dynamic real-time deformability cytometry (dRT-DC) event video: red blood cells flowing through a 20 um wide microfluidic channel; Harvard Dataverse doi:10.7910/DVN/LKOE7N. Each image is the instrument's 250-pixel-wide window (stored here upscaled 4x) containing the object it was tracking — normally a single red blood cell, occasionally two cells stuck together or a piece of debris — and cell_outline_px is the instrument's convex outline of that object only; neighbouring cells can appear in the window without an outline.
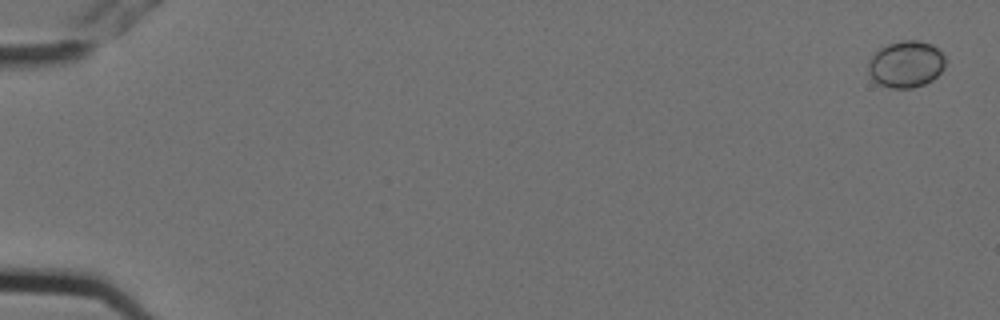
{"species": "Egyptian fruit bat (a non-hibernating species)", "species_latin": "Rousettus aegyptiacus", "temperature_condition": "cold", "stored_images_in_passage": 15, "camera_frame_rate_fps": 3000, "um_per_image_px": 0.085, "animal": {"sex": "female"}, "frame": {"image": 1, "passage_image": 1, "time_ms": 0.0, "image_size_px": [1000, 320], "cell_outline_px": [[944, 68], [932, 80], [924, 84], [912, 88], [892, 88], [880, 84], [868, 72], [868, 60], [880, 48], [888, 44], [900, 40], [920, 40], [932, 44], [944, 56]], "centroid_in_image_um": [77.01, 5.44], "position_along_channel_um": 8.0, "area_um2": 20.81}}
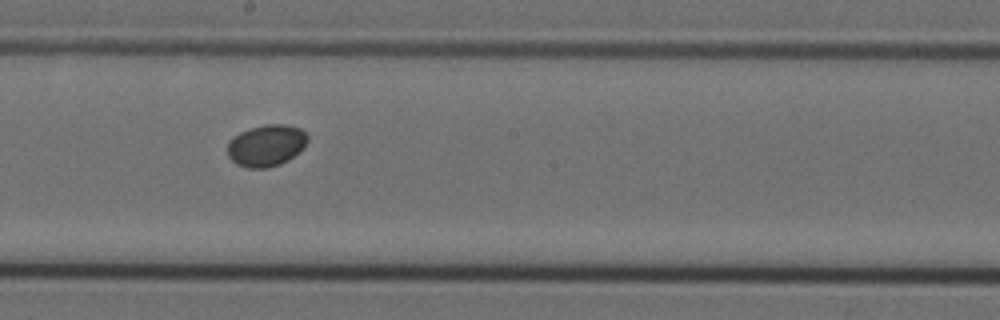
{"frame": {"image": 2, "passage_image": 9, "time_ms": 2.667, "image_size_px": [1000, 320], "cell_outline_px": [[308, 140], [304, 148], [288, 160], [280, 164], [268, 168], [248, 168], [236, 164], [228, 156], [228, 140], [232, 136], [240, 132], [264, 124], [284, 124], [300, 128], [308, 136]], "centroid_in_image_um": [22.63, 12.37], "position_along_channel_um": 225.6, "area_um2": 19.59}}
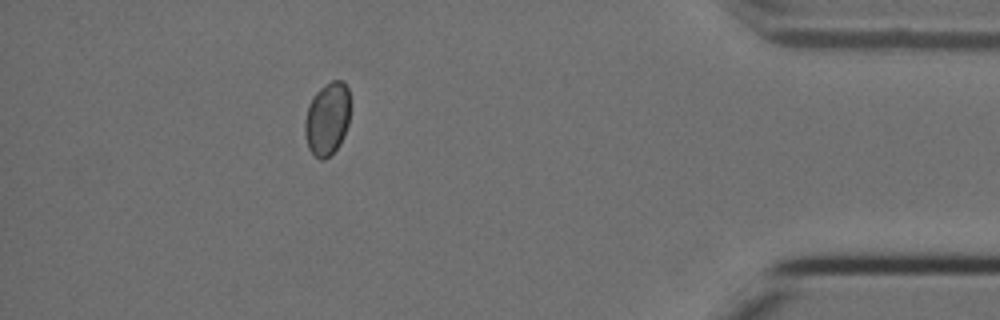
{"frame": {"image": 3, "passage_image": 14, "time_ms": 4.333, "image_size_px": [1000, 320], "cell_outline_px": [[348, 124], [344, 136], [340, 144], [324, 160], [320, 160], [308, 148], [304, 136], [304, 124], [308, 104], [312, 96], [320, 88], [332, 80], [344, 80], [348, 88]], "centroid_in_image_um": [27.79, 10.09], "position_along_channel_um": 407.4, "area_um2": 19.31}}